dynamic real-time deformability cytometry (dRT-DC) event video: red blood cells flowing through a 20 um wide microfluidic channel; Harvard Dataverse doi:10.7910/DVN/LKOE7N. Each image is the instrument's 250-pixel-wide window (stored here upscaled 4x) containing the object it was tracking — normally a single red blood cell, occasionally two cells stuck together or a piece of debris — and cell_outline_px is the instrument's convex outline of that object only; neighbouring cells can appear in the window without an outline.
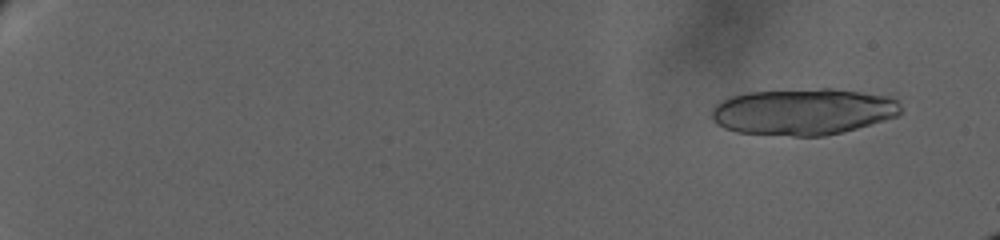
{"species": "human", "species_latin": "Homo sapiens", "temperature_condition": "warm", "stored_images_in_passage": 27, "camera_frame_rate_fps": 3000, "um_per_image_px": 0.085, "donor": {"sex": "female"}, "frame": {"image": 1, "passage_image": 6, "time_ms": 2.0, "image_size_px": [1000, 240], "cell_outline_px": [[900, 112], [896, 116], [884, 120], [856, 128], [824, 136], [792, 136], [736, 132], [724, 128], [712, 120], [712, 108], [716, 104], [732, 96], [748, 92], [820, 88], [832, 88], [888, 96], [896, 100], [900, 104]], "centroid_in_image_um": [68.25, 9.49], "position_along_channel_um": 16.8, "area_um2": 51.04}}
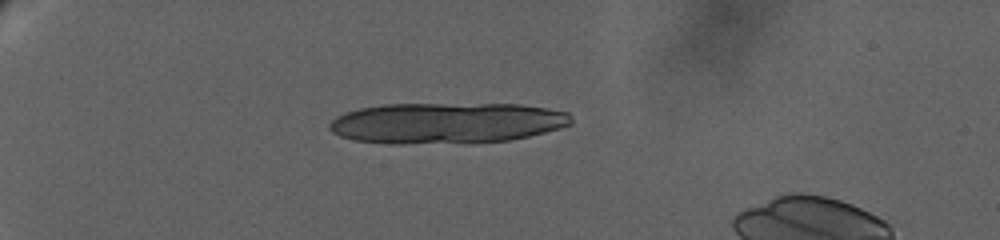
{"frame": {"image": 2, "passage_image": 20, "time_ms": 8.333, "image_size_px": [1000, 240], "cell_outline_px": [[572, 124], [560, 128], [528, 136], [508, 140], [468, 144], [392, 144], [352, 140], [340, 136], [332, 132], [328, 128], [328, 124], [336, 116], [344, 112], [360, 108], [384, 104], [520, 104], [568, 112], [572, 116]], "centroid_in_image_um": [37.93, 10.47], "position_along_channel_um": 47.1, "area_um2": 58.44}}